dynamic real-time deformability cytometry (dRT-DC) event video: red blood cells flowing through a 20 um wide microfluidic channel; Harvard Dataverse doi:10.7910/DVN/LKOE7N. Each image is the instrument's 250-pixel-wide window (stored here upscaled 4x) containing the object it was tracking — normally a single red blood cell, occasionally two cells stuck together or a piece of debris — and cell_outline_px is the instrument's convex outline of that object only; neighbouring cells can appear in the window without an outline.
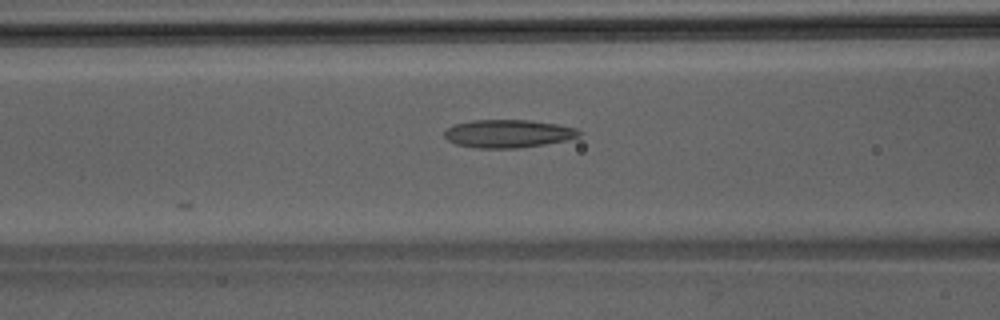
{"species": "Egyptian fruit bat (a non-hibernating species)", "species_latin": "Rousettus aegyptiacus", "temperature_condition": "room temperature", "stored_images_in_passage": 12, "camera_frame_rate_fps": 3000, "um_per_image_px": 0.085, "animal": {"sex": "male"}, "frame": {"image": 1, "passage_image": 8, "time_ms": 2.333, "image_size_px": [1000, 320], "cell_outline_px": [[584, 132], [580, 136], [564, 140], [544, 144], [520, 148], [476, 148], [456, 144], [448, 140], [444, 136], [444, 132], [452, 124], [472, 120], [528, 120], [556, 124], [576, 128]], "centroid_in_image_um": [43.18, 11.35], "position_along_channel_um": 123.4, "area_um2": 22.02}}
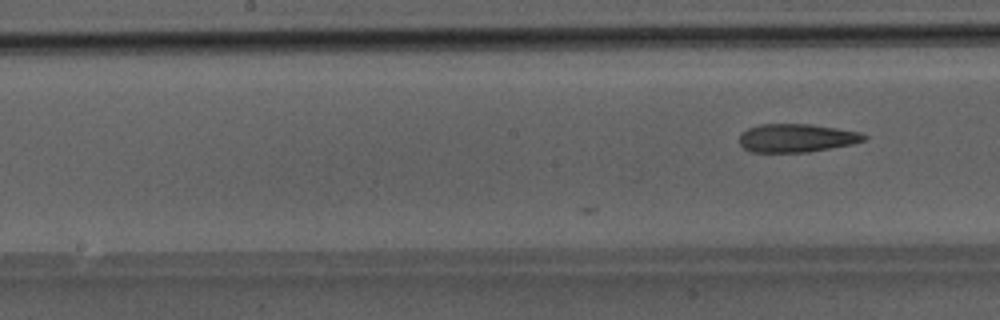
{"frame": {"image": 2, "passage_image": 12, "time_ms": 3.667, "image_size_px": [1000, 320], "cell_outline_px": [[868, 136], [864, 140], [852, 144], [808, 152], [752, 152], [744, 148], [740, 144], [740, 132], [748, 128], [760, 124], [812, 124], [860, 132]], "centroid_in_image_um": [67.69, 11.72], "position_along_channel_um": 180.5, "area_um2": 20.58}}